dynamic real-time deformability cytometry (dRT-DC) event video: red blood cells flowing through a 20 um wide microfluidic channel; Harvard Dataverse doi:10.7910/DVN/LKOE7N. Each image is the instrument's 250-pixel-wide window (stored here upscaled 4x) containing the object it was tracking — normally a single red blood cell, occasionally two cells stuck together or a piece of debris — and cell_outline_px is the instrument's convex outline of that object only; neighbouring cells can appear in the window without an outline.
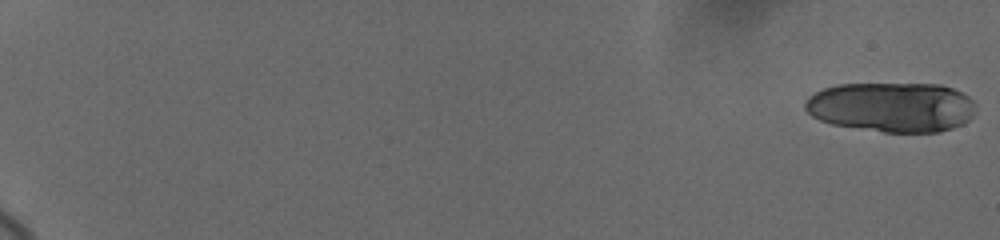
{"species": "human", "species_latin": "Homo sapiens", "temperature_condition": "cold", "stored_images_in_passage": 26, "camera_frame_rate_fps": 3000, "um_per_image_px": 0.085, "donor": {"sex": "female"}, "frame": {"image": 1, "passage_image": 1, "time_ms": 0.0, "image_size_px": [1000, 240], "cell_outline_px": [[976, 112], [964, 124], [940, 132], [884, 132], [832, 124], [820, 120], [812, 116], [804, 108], [804, 100], [808, 96], [824, 88], [836, 84], [940, 84], [952, 88], [968, 96], [976, 104]], "centroid_in_image_um": [75.8, 9.1], "position_along_channel_um": 9.2, "area_um2": 49.88}}
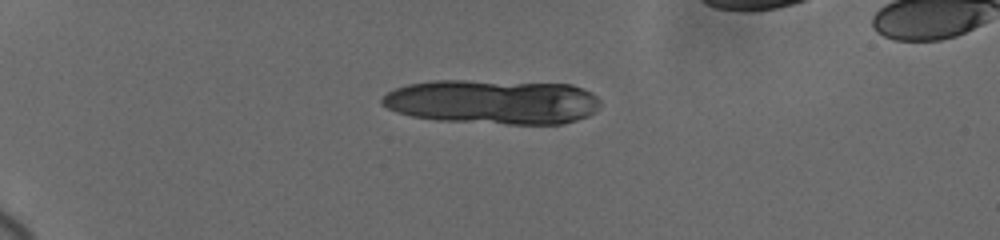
{"frame": {"image": 2, "passage_image": 21, "time_ms": 5.333, "image_size_px": [1000, 240], "cell_outline_px": [[600, 104], [596, 112], [588, 116], [564, 124], [508, 124], [436, 120], [412, 116], [396, 112], [380, 104], [380, 100], [388, 92], [396, 88], [408, 84], [436, 80], [464, 80], [572, 84], [592, 92], [600, 100]], "centroid_in_image_um": [41.91, 8.66], "position_along_channel_um": 43.1, "area_um2": 57.05}}